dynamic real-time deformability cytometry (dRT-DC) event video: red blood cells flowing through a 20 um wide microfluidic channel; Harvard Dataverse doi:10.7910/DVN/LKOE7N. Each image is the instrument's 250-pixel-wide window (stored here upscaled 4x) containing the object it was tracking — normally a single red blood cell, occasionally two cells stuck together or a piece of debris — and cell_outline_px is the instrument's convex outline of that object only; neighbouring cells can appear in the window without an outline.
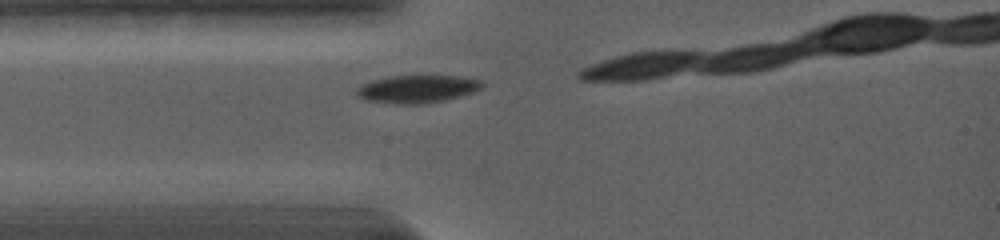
{"species": "common noctule bat (a hibernating species)", "species_latin": "Nyctalus noctula", "temperature_condition": "warm", "stored_images_in_passage": 8, "camera_frame_rate_fps": 5000, "um_per_image_px": 0.085, "animal": {"sex": "female", "body_mass_g": 19.0, "forearm_length_mm": 56.7}, "frame": {"image": 1, "passage_image": 1, "time_ms": 0.0, "image_size_px": [1000, 240], "cell_outline_px": [[484, 84], [480, 88], [472, 92], [444, 100], [424, 104], [396, 104], [364, 100], [356, 96], [356, 88], [372, 80], [392, 76], [456, 76], [480, 80]], "centroid_in_image_um": [35.4, 7.57], "position_along_channel_um": 49.6, "area_um2": 20.11}}